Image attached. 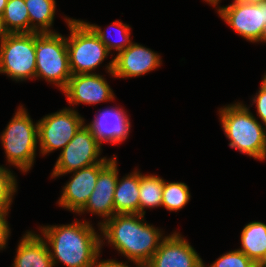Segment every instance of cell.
<instances>
[{
	"mask_svg": "<svg viewBox=\"0 0 266 267\" xmlns=\"http://www.w3.org/2000/svg\"><path fill=\"white\" fill-rule=\"evenodd\" d=\"M205 267V265H204ZM209 267H259L240 250L230 251L220 256Z\"/></svg>",
	"mask_w": 266,
	"mask_h": 267,
	"instance_id": "cell-26",
	"label": "cell"
},
{
	"mask_svg": "<svg viewBox=\"0 0 266 267\" xmlns=\"http://www.w3.org/2000/svg\"><path fill=\"white\" fill-rule=\"evenodd\" d=\"M98 259L93 267H129L126 265V263H121L116 260H105V261H100L98 264ZM141 267V266H138Z\"/></svg>",
	"mask_w": 266,
	"mask_h": 267,
	"instance_id": "cell-29",
	"label": "cell"
},
{
	"mask_svg": "<svg viewBox=\"0 0 266 267\" xmlns=\"http://www.w3.org/2000/svg\"><path fill=\"white\" fill-rule=\"evenodd\" d=\"M241 252H243L256 265L266 258V224L250 222L241 232Z\"/></svg>",
	"mask_w": 266,
	"mask_h": 267,
	"instance_id": "cell-19",
	"label": "cell"
},
{
	"mask_svg": "<svg viewBox=\"0 0 266 267\" xmlns=\"http://www.w3.org/2000/svg\"><path fill=\"white\" fill-rule=\"evenodd\" d=\"M221 18L239 35L250 42H259L266 24V1L259 4L233 0L218 8Z\"/></svg>",
	"mask_w": 266,
	"mask_h": 267,
	"instance_id": "cell-10",
	"label": "cell"
},
{
	"mask_svg": "<svg viewBox=\"0 0 266 267\" xmlns=\"http://www.w3.org/2000/svg\"><path fill=\"white\" fill-rule=\"evenodd\" d=\"M2 19L8 33H30V18L24 0H8Z\"/></svg>",
	"mask_w": 266,
	"mask_h": 267,
	"instance_id": "cell-21",
	"label": "cell"
},
{
	"mask_svg": "<svg viewBox=\"0 0 266 267\" xmlns=\"http://www.w3.org/2000/svg\"><path fill=\"white\" fill-rule=\"evenodd\" d=\"M144 267H204L194 248L179 233L165 236Z\"/></svg>",
	"mask_w": 266,
	"mask_h": 267,
	"instance_id": "cell-12",
	"label": "cell"
},
{
	"mask_svg": "<svg viewBox=\"0 0 266 267\" xmlns=\"http://www.w3.org/2000/svg\"><path fill=\"white\" fill-rule=\"evenodd\" d=\"M107 164L97 163L73 171L72 179L64 186L63 193L58 201L59 206L78 213L94 191L99 172Z\"/></svg>",
	"mask_w": 266,
	"mask_h": 267,
	"instance_id": "cell-15",
	"label": "cell"
},
{
	"mask_svg": "<svg viewBox=\"0 0 266 267\" xmlns=\"http://www.w3.org/2000/svg\"><path fill=\"white\" fill-rule=\"evenodd\" d=\"M242 2H246V3H252V4H259V3H263L266 0H240Z\"/></svg>",
	"mask_w": 266,
	"mask_h": 267,
	"instance_id": "cell-32",
	"label": "cell"
},
{
	"mask_svg": "<svg viewBox=\"0 0 266 267\" xmlns=\"http://www.w3.org/2000/svg\"><path fill=\"white\" fill-rule=\"evenodd\" d=\"M38 142L43 155L64 147L84 125V119L72 109H63L37 122Z\"/></svg>",
	"mask_w": 266,
	"mask_h": 267,
	"instance_id": "cell-9",
	"label": "cell"
},
{
	"mask_svg": "<svg viewBox=\"0 0 266 267\" xmlns=\"http://www.w3.org/2000/svg\"><path fill=\"white\" fill-rule=\"evenodd\" d=\"M8 210H0V249L5 248L9 237V226L6 221Z\"/></svg>",
	"mask_w": 266,
	"mask_h": 267,
	"instance_id": "cell-28",
	"label": "cell"
},
{
	"mask_svg": "<svg viewBox=\"0 0 266 267\" xmlns=\"http://www.w3.org/2000/svg\"><path fill=\"white\" fill-rule=\"evenodd\" d=\"M205 1H207L209 4L216 6L220 0H205Z\"/></svg>",
	"mask_w": 266,
	"mask_h": 267,
	"instance_id": "cell-34",
	"label": "cell"
},
{
	"mask_svg": "<svg viewBox=\"0 0 266 267\" xmlns=\"http://www.w3.org/2000/svg\"><path fill=\"white\" fill-rule=\"evenodd\" d=\"M259 267H266V258H265L264 261L260 264Z\"/></svg>",
	"mask_w": 266,
	"mask_h": 267,
	"instance_id": "cell-35",
	"label": "cell"
},
{
	"mask_svg": "<svg viewBox=\"0 0 266 267\" xmlns=\"http://www.w3.org/2000/svg\"><path fill=\"white\" fill-rule=\"evenodd\" d=\"M141 214H115L100 224V230L108 243L138 266L144 267L159 248L162 233L143 223ZM142 220V221H141ZM161 240V241H160Z\"/></svg>",
	"mask_w": 266,
	"mask_h": 267,
	"instance_id": "cell-1",
	"label": "cell"
},
{
	"mask_svg": "<svg viewBox=\"0 0 266 267\" xmlns=\"http://www.w3.org/2000/svg\"><path fill=\"white\" fill-rule=\"evenodd\" d=\"M118 180L116 157L99 172L94 191L87 200L85 206L78 212L89 211L98 216L107 217L109 220L115 215L114 191Z\"/></svg>",
	"mask_w": 266,
	"mask_h": 267,
	"instance_id": "cell-14",
	"label": "cell"
},
{
	"mask_svg": "<svg viewBox=\"0 0 266 267\" xmlns=\"http://www.w3.org/2000/svg\"><path fill=\"white\" fill-rule=\"evenodd\" d=\"M8 0H0V16L3 15Z\"/></svg>",
	"mask_w": 266,
	"mask_h": 267,
	"instance_id": "cell-31",
	"label": "cell"
},
{
	"mask_svg": "<svg viewBox=\"0 0 266 267\" xmlns=\"http://www.w3.org/2000/svg\"><path fill=\"white\" fill-rule=\"evenodd\" d=\"M160 65L159 54L140 44L132 43L120 51L106 68L116 78H129L146 74Z\"/></svg>",
	"mask_w": 266,
	"mask_h": 267,
	"instance_id": "cell-11",
	"label": "cell"
},
{
	"mask_svg": "<svg viewBox=\"0 0 266 267\" xmlns=\"http://www.w3.org/2000/svg\"><path fill=\"white\" fill-rule=\"evenodd\" d=\"M260 41L261 42H263V41L266 42V24L264 26Z\"/></svg>",
	"mask_w": 266,
	"mask_h": 267,
	"instance_id": "cell-33",
	"label": "cell"
},
{
	"mask_svg": "<svg viewBox=\"0 0 266 267\" xmlns=\"http://www.w3.org/2000/svg\"><path fill=\"white\" fill-rule=\"evenodd\" d=\"M49 252L45 239L27 232L18 245L13 267H54Z\"/></svg>",
	"mask_w": 266,
	"mask_h": 267,
	"instance_id": "cell-17",
	"label": "cell"
},
{
	"mask_svg": "<svg viewBox=\"0 0 266 267\" xmlns=\"http://www.w3.org/2000/svg\"><path fill=\"white\" fill-rule=\"evenodd\" d=\"M35 32L8 33L0 42V73L23 81L35 78Z\"/></svg>",
	"mask_w": 266,
	"mask_h": 267,
	"instance_id": "cell-7",
	"label": "cell"
},
{
	"mask_svg": "<svg viewBox=\"0 0 266 267\" xmlns=\"http://www.w3.org/2000/svg\"><path fill=\"white\" fill-rule=\"evenodd\" d=\"M24 1L30 18V33H54V31L50 30L49 28L51 27L54 21L56 10L55 0ZM34 21H37L38 23L35 24Z\"/></svg>",
	"mask_w": 266,
	"mask_h": 267,
	"instance_id": "cell-20",
	"label": "cell"
},
{
	"mask_svg": "<svg viewBox=\"0 0 266 267\" xmlns=\"http://www.w3.org/2000/svg\"><path fill=\"white\" fill-rule=\"evenodd\" d=\"M220 120L229 146L255 159L266 158V128L241 103L220 108Z\"/></svg>",
	"mask_w": 266,
	"mask_h": 267,
	"instance_id": "cell-3",
	"label": "cell"
},
{
	"mask_svg": "<svg viewBox=\"0 0 266 267\" xmlns=\"http://www.w3.org/2000/svg\"><path fill=\"white\" fill-rule=\"evenodd\" d=\"M41 232L53 250L49 253L54 266L60 261L67 267H93L100 255L103 240L87 221L45 226Z\"/></svg>",
	"mask_w": 266,
	"mask_h": 267,
	"instance_id": "cell-2",
	"label": "cell"
},
{
	"mask_svg": "<svg viewBox=\"0 0 266 267\" xmlns=\"http://www.w3.org/2000/svg\"><path fill=\"white\" fill-rule=\"evenodd\" d=\"M62 91L67 96L68 103L72 105H91L114 99V93L103 76L92 72L72 75Z\"/></svg>",
	"mask_w": 266,
	"mask_h": 267,
	"instance_id": "cell-13",
	"label": "cell"
},
{
	"mask_svg": "<svg viewBox=\"0 0 266 267\" xmlns=\"http://www.w3.org/2000/svg\"><path fill=\"white\" fill-rule=\"evenodd\" d=\"M21 107L3 131L1 140L8 162L27 172L35 160L38 125L33 124L25 108Z\"/></svg>",
	"mask_w": 266,
	"mask_h": 267,
	"instance_id": "cell-4",
	"label": "cell"
},
{
	"mask_svg": "<svg viewBox=\"0 0 266 267\" xmlns=\"http://www.w3.org/2000/svg\"><path fill=\"white\" fill-rule=\"evenodd\" d=\"M101 144L92 131L83 125L64 147L54 166L52 177H58L97 163H109L113 158H99Z\"/></svg>",
	"mask_w": 266,
	"mask_h": 267,
	"instance_id": "cell-8",
	"label": "cell"
},
{
	"mask_svg": "<svg viewBox=\"0 0 266 267\" xmlns=\"http://www.w3.org/2000/svg\"><path fill=\"white\" fill-rule=\"evenodd\" d=\"M163 179L155 175L140 173L139 214L145 215L144 208L162 206Z\"/></svg>",
	"mask_w": 266,
	"mask_h": 267,
	"instance_id": "cell-22",
	"label": "cell"
},
{
	"mask_svg": "<svg viewBox=\"0 0 266 267\" xmlns=\"http://www.w3.org/2000/svg\"><path fill=\"white\" fill-rule=\"evenodd\" d=\"M35 52V77H42L47 82H53L63 90L72 76L66 38L55 32H35Z\"/></svg>",
	"mask_w": 266,
	"mask_h": 267,
	"instance_id": "cell-6",
	"label": "cell"
},
{
	"mask_svg": "<svg viewBox=\"0 0 266 267\" xmlns=\"http://www.w3.org/2000/svg\"><path fill=\"white\" fill-rule=\"evenodd\" d=\"M256 94L253 102L256 103L258 117L266 126V75H264L260 90Z\"/></svg>",
	"mask_w": 266,
	"mask_h": 267,
	"instance_id": "cell-27",
	"label": "cell"
},
{
	"mask_svg": "<svg viewBox=\"0 0 266 267\" xmlns=\"http://www.w3.org/2000/svg\"><path fill=\"white\" fill-rule=\"evenodd\" d=\"M122 108L105 109L86 126L102 145L103 142L118 144L124 141L130 132V122Z\"/></svg>",
	"mask_w": 266,
	"mask_h": 267,
	"instance_id": "cell-16",
	"label": "cell"
},
{
	"mask_svg": "<svg viewBox=\"0 0 266 267\" xmlns=\"http://www.w3.org/2000/svg\"><path fill=\"white\" fill-rule=\"evenodd\" d=\"M10 170L0 166V210H9L12 196L16 192V180Z\"/></svg>",
	"mask_w": 266,
	"mask_h": 267,
	"instance_id": "cell-25",
	"label": "cell"
},
{
	"mask_svg": "<svg viewBox=\"0 0 266 267\" xmlns=\"http://www.w3.org/2000/svg\"><path fill=\"white\" fill-rule=\"evenodd\" d=\"M99 37L100 41L106 46L107 50L110 52L112 49L118 51V53L122 50L128 48L133 42L130 41V27L129 25L123 24L122 22L116 20L112 23L111 26L115 25L116 31H118L119 36H121V40L118 41H110L109 34L107 32L102 31L101 27L97 25H93L85 22ZM121 41V42H120Z\"/></svg>",
	"mask_w": 266,
	"mask_h": 267,
	"instance_id": "cell-24",
	"label": "cell"
},
{
	"mask_svg": "<svg viewBox=\"0 0 266 267\" xmlns=\"http://www.w3.org/2000/svg\"><path fill=\"white\" fill-rule=\"evenodd\" d=\"M66 20L71 32L69 38H66L71 74L90 73L110 52L84 21Z\"/></svg>",
	"mask_w": 266,
	"mask_h": 267,
	"instance_id": "cell-5",
	"label": "cell"
},
{
	"mask_svg": "<svg viewBox=\"0 0 266 267\" xmlns=\"http://www.w3.org/2000/svg\"><path fill=\"white\" fill-rule=\"evenodd\" d=\"M139 188V171L117 180L113 200L115 214H139Z\"/></svg>",
	"mask_w": 266,
	"mask_h": 267,
	"instance_id": "cell-18",
	"label": "cell"
},
{
	"mask_svg": "<svg viewBox=\"0 0 266 267\" xmlns=\"http://www.w3.org/2000/svg\"><path fill=\"white\" fill-rule=\"evenodd\" d=\"M190 199L188 186L182 182L167 183L163 180L162 206L169 211L182 209Z\"/></svg>",
	"mask_w": 266,
	"mask_h": 267,
	"instance_id": "cell-23",
	"label": "cell"
},
{
	"mask_svg": "<svg viewBox=\"0 0 266 267\" xmlns=\"http://www.w3.org/2000/svg\"><path fill=\"white\" fill-rule=\"evenodd\" d=\"M8 35V32L6 31L2 16H0V42Z\"/></svg>",
	"mask_w": 266,
	"mask_h": 267,
	"instance_id": "cell-30",
	"label": "cell"
}]
</instances>
